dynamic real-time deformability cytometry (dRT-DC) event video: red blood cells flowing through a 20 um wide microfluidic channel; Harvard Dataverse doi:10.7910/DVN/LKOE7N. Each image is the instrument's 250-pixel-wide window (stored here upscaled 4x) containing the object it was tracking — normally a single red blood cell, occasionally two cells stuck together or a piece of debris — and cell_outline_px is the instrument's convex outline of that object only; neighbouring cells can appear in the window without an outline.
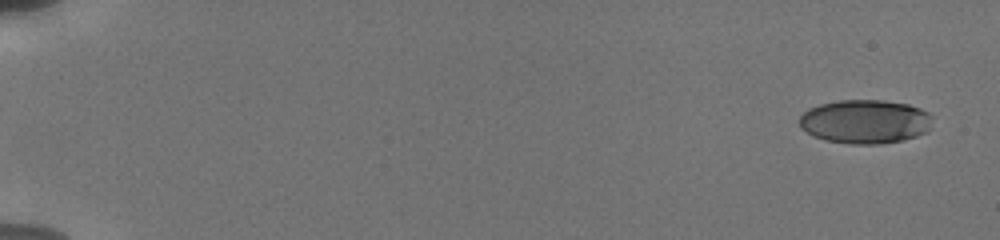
{"species": "human", "species_latin": "Homo sapiens", "temperature_condition": "cold", "stored_images_in_passage": 26, "camera_frame_rate_fps": 3000, "um_per_image_px": 0.085, "donor": {"sex": "male"}, "frame": {"image": 1, "passage_image": 1, "time_ms": 0.0, "image_size_px": [1000, 240], "cell_outline_px": [[932, 116], [928, 132], [904, 140], [880, 144], [848, 144], [828, 140], [816, 136], [800, 128], [796, 120], [808, 108], [820, 104], [840, 100], [884, 100], [908, 104], [920, 108], [928, 112]], "centroid_in_image_um": [73.53, 10.33], "position_along_channel_um": 11.5, "area_um2": 34.28}}
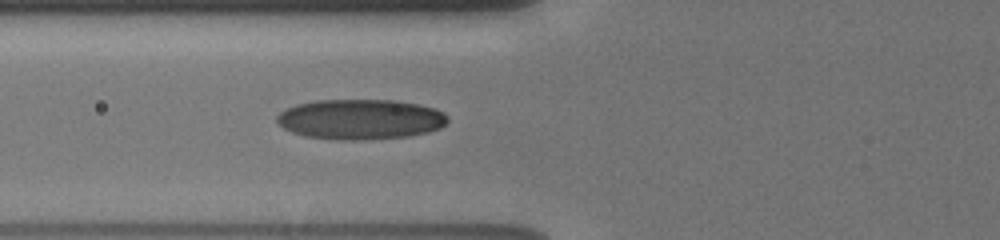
{"frame": {"image": 2, "passage_image": 16, "time_ms": 7.0, "image_size_px": [1000, 240], "cell_outline_px": [[448, 124], [440, 128], [428, 132], [408, 136], [356, 140], [340, 140], [304, 136], [292, 132], [284, 128], [276, 120], [276, 116], [280, 112], [296, 104], [316, 100], [396, 100], [436, 108], [444, 112], [448, 116]], "centroid_in_image_um": [30.66, 10.13], "position_along_channel_um": 95.1, "area_um2": 40.11}}
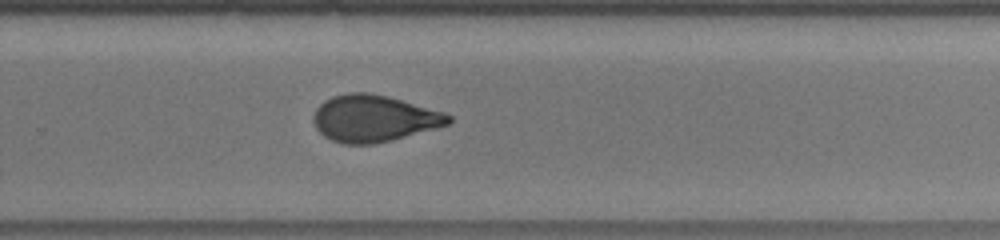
{"frame": {"image": 3, "passage_image": 26, "time_ms": 12.333, "image_size_px": [1000, 240], "cell_outline_px": [[452, 120], [448, 124], [392, 140], [372, 144], [344, 144], [332, 140], [324, 136], [316, 128], [312, 120], [316, 108], [324, 100], [332, 96], [348, 92], [368, 92], [388, 96], [448, 112], [452, 116]], "centroid_in_image_um": [31.78, 10.05], "position_along_channel_um": 298.0, "area_um2": 36.99}}